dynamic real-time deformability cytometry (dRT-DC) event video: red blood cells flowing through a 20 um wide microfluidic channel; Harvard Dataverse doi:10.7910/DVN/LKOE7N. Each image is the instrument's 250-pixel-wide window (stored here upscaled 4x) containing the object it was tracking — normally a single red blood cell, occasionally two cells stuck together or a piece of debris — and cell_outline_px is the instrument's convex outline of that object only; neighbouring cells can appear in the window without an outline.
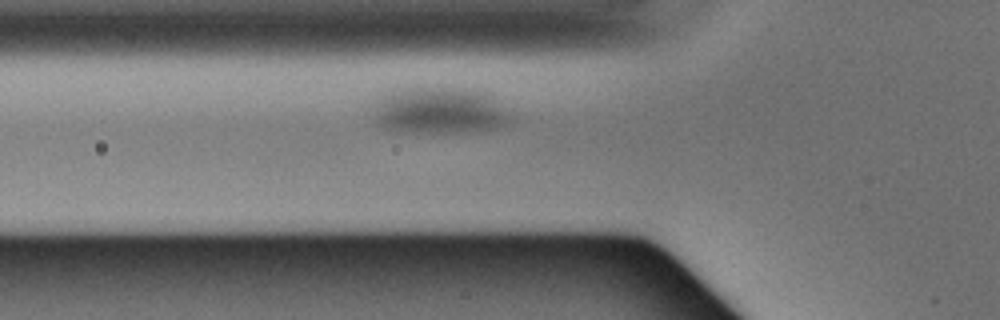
{"species": "Egyptian fruit bat (a non-hibernating species)", "species_latin": "Rousettus aegyptiacus", "temperature_condition": "warm", "stored_images_in_passage": 6, "camera_frame_rate_fps": 3000, "um_per_image_px": 0.085, "animal": {"sex": "male"}, "frame": {"image": 1, "passage_image": 6, "time_ms": 1.667, "image_size_px": [1000, 320], "cell_outline_px": [[512, 120], [508, 124], [496, 128], [464, 132], [400, 132], [384, 128], [376, 124], [376, 96], [396, 88], [472, 88], [488, 92], [512, 116]], "centroid_in_image_um": [37.36, 9.38], "position_along_channel_um": 88.4, "area_um2": 37.8}}